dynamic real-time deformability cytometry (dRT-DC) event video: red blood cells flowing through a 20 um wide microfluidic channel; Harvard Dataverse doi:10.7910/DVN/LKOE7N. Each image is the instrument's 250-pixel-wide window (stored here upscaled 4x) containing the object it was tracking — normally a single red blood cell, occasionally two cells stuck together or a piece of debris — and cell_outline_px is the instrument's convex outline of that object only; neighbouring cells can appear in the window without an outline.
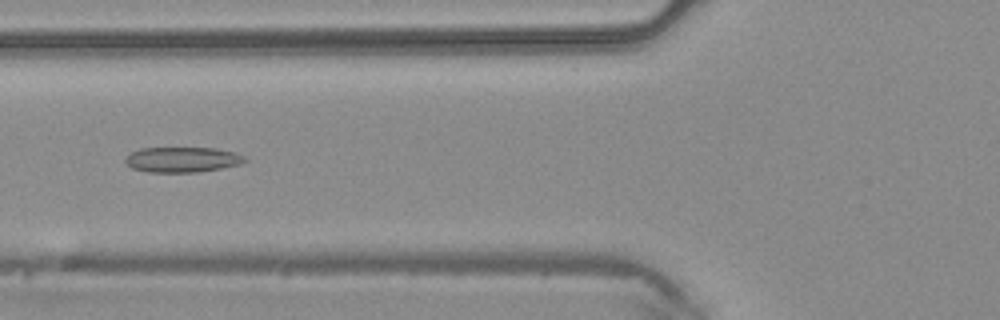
{"species": "common noctule bat (a hibernating species)", "species_latin": "Nyctalus noctula", "temperature_condition": "warm", "stored_images_in_passage": 5, "camera_frame_rate_fps": 3000, "um_per_image_px": 0.085, "animal": {"sex": "male", "body_mass_g": 20.4}, "frame": {"image": 1, "passage_image": 4, "time_ms": 1.0, "image_size_px": [1000, 320], "cell_outline_px": [[248, 160], [240, 164], [200, 172], [148, 172], [132, 168], [124, 160], [132, 152], [140, 148], [216, 148], [236, 152], [244, 156]], "centroid_in_image_um": [15.53, 13.56], "position_along_channel_um": 110.3, "area_um2": 17.57}}
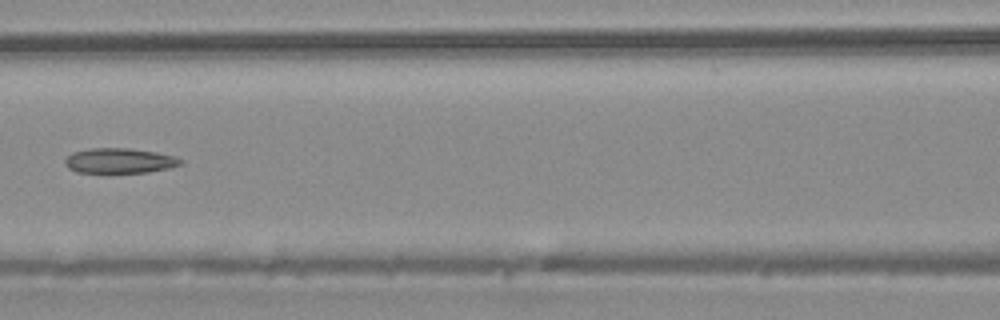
{"frame": {"image": 2, "passage_image": 5, "time_ms": 1.333, "image_size_px": [1000, 320], "cell_outline_px": [[184, 164], [168, 168], [148, 172], [76, 172], [68, 168], [64, 164], [64, 160], [72, 152], [88, 148], [128, 148], [156, 152], [176, 156], [184, 160]], "centroid_in_image_um": [10.17, 13.65], "position_along_channel_um": 156.4, "area_um2": 16.99}}